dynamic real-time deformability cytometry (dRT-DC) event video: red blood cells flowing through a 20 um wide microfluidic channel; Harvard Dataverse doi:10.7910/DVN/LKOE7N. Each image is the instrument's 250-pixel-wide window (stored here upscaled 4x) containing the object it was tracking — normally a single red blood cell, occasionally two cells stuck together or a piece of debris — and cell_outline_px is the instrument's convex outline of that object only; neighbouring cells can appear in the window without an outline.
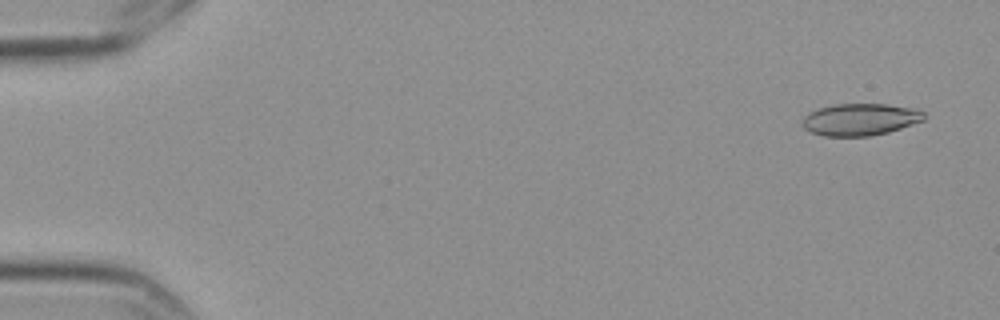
{"species": "Egyptian fruit bat (a non-hibernating species)", "species_latin": "Rousettus aegyptiacus", "temperature_condition": "cold", "stored_images_in_passage": 15, "camera_frame_rate_fps": 3000, "um_per_image_px": 0.085, "frame": {"image": 1, "passage_image": 1, "time_ms": 0.0, "image_size_px": [1000, 320], "cell_outline_px": [[924, 120], [888, 132], [872, 136], [824, 136], [808, 132], [804, 128], [804, 116], [808, 112], [832, 104], [888, 104], [912, 108], [924, 112]], "centroid_in_image_um": [73.09, 10.16], "position_along_channel_um": 11.9, "area_um2": 22.66}}
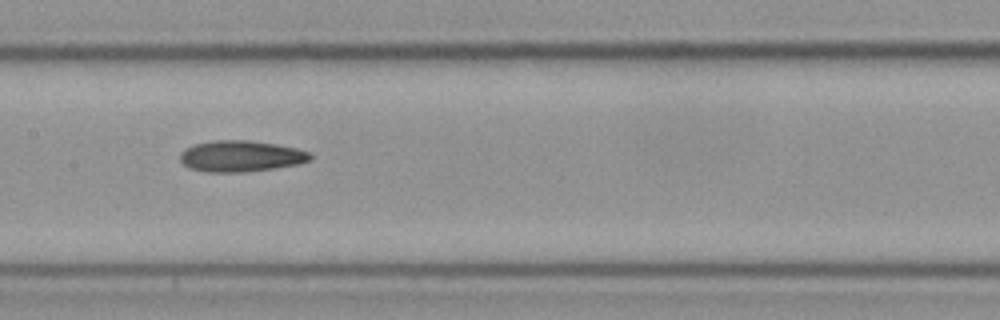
{"frame": {"image": 2, "passage_image": 8, "time_ms": 2.333, "image_size_px": [1000, 320], "cell_outline_px": [[312, 156], [308, 160], [296, 164], [272, 168], [244, 172], [208, 172], [188, 168], [180, 160], [180, 152], [192, 144], [212, 140], [248, 140], [276, 144], [296, 148], [312, 152]], "centroid_in_image_um": [20.43, 13.26], "position_along_channel_um": 187.0, "area_um2": 23.64}}
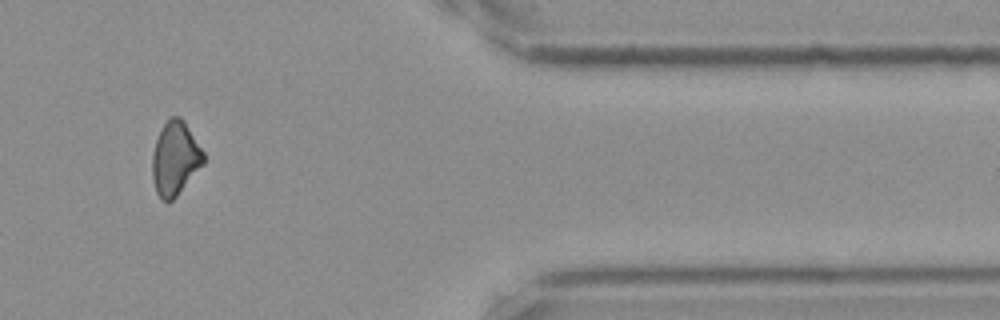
{"frame": {"image": 3, "passage_image": 13, "time_ms": 4.0, "image_size_px": [1000, 320], "cell_outline_px": [[204, 164], [176, 196], [168, 204], [160, 200], [156, 192], [152, 176], [152, 152], [156, 140], [164, 124], [172, 116], [180, 116], [184, 120], [204, 152]], "centroid_in_image_um": [14.88, 13.49], "position_along_channel_um": 396.5, "area_um2": 22.08}}